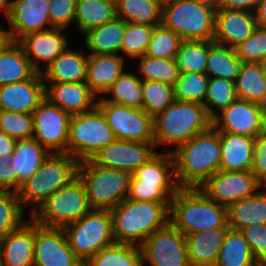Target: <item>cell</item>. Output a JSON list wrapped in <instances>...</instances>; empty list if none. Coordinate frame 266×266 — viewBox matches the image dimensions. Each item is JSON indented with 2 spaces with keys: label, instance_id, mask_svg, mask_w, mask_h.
<instances>
[{
  "label": "cell",
  "instance_id": "1",
  "mask_svg": "<svg viewBox=\"0 0 266 266\" xmlns=\"http://www.w3.org/2000/svg\"><path fill=\"white\" fill-rule=\"evenodd\" d=\"M220 132L211 126L185 144L171 150L179 188H198L220 169Z\"/></svg>",
  "mask_w": 266,
  "mask_h": 266
},
{
  "label": "cell",
  "instance_id": "2",
  "mask_svg": "<svg viewBox=\"0 0 266 266\" xmlns=\"http://www.w3.org/2000/svg\"><path fill=\"white\" fill-rule=\"evenodd\" d=\"M170 205L124 199L110 210L115 242L140 246L147 237L169 222Z\"/></svg>",
  "mask_w": 266,
  "mask_h": 266
},
{
  "label": "cell",
  "instance_id": "3",
  "mask_svg": "<svg viewBox=\"0 0 266 266\" xmlns=\"http://www.w3.org/2000/svg\"><path fill=\"white\" fill-rule=\"evenodd\" d=\"M171 222L184 236L213 228H229L227 207L207 198L199 188H179L171 200Z\"/></svg>",
  "mask_w": 266,
  "mask_h": 266
},
{
  "label": "cell",
  "instance_id": "4",
  "mask_svg": "<svg viewBox=\"0 0 266 266\" xmlns=\"http://www.w3.org/2000/svg\"><path fill=\"white\" fill-rule=\"evenodd\" d=\"M211 126L212 119L203 104L174 100L153 118L155 147L169 144L176 149Z\"/></svg>",
  "mask_w": 266,
  "mask_h": 266
},
{
  "label": "cell",
  "instance_id": "5",
  "mask_svg": "<svg viewBox=\"0 0 266 266\" xmlns=\"http://www.w3.org/2000/svg\"><path fill=\"white\" fill-rule=\"evenodd\" d=\"M78 161L68 153H50L37 173L23 183L17 192L22 207L24 204L35 211L46 199L67 185L77 176Z\"/></svg>",
  "mask_w": 266,
  "mask_h": 266
},
{
  "label": "cell",
  "instance_id": "6",
  "mask_svg": "<svg viewBox=\"0 0 266 266\" xmlns=\"http://www.w3.org/2000/svg\"><path fill=\"white\" fill-rule=\"evenodd\" d=\"M91 209L111 210L128 197L131 174L97 165L92 159L78 163Z\"/></svg>",
  "mask_w": 266,
  "mask_h": 266
},
{
  "label": "cell",
  "instance_id": "7",
  "mask_svg": "<svg viewBox=\"0 0 266 266\" xmlns=\"http://www.w3.org/2000/svg\"><path fill=\"white\" fill-rule=\"evenodd\" d=\"M90 210L84 183L77 175L31 212V218L45 228H64Z\"/></svg>",
  "mask_w": 266,
  "mask_h": 266
},
{
  "label": "cell",
  "instance_id": "8",
  "mask_svg": "<svg viewBox=\"0 0 266 266\" xmlns=\"http://www.w3.org/2000/svg\"><path fill=\"white\" fill-rule=\"evenodd\" d=\"M215 13L212 7L191 0H172L162 5V25L182 40L214 39Z\"/></svg>",
  "mask_w": 266,
  "mask_h": 266
},
{
  "label": "cell",
  "instance_id": "9",
  "mask_svg": "<svg viewBox=\"0 0 266 266\" xmlns=\"http://www.w3.org/2000/svg\"><path fill=\"white\" fill-rule=\"evenodd\" d=\"M114 140L113 130L97 105L90 111L71 116L67 153L78 162L91 159Z\"/></svg>",
  "mask_w": 266,
  "mask_h": 266
},
{
  "label": "cell",
  "instance_id": "10",
  "mask_svg": "<svg viewBox=\"0 0 266 266\" xmlns=\"http://www.w3.org/2000/svg\"><path fill=\"white\" fill-rule=\"evenodd\" d=\"M70 248L84 263L90 256L115 243L110 210L91 209L64 228Z\"/></svg>",
  "mask_w": 266,
  "mask_h": 266
},
{
  "label": "cell",
  "instance_id": "11",
  "mask_svg": "<svg viewBox=\"0 0 266 266\" xmlns=\"http://www.w3.org/2000/svg\"><path fill=\"white\" fill-rule=\"evenodd\" d=\"M97 106L102 110L108 125L113 130L115 139L131 142H154L153 117L142 108H133L97 100Z\"/></svg>",
  "mask_w": 266,
  "mask_h": 266
},
{
  "label": "cell",
  "instance_id": "12",
  "mask_svg": "<svg viewBox=\"0 0 266 266\" xmlns=\"http://www.w3.org/2000/svg\"><path fill=\"white\" fill-rule=\"evenodd\" d=\"M198 188L207 198L228 208L230 205L254 195L259 188H264V186L250 170H219Z\"/></svg>",
  "mask_w": 266,
  "mask_h": 266
},
{
  "label": "cell",
  "instance_id": "13",
  "mask_svg": "<svg viewBox=\"0 0 266 266\" xmlns=\"http://www.w3.org/2000/svg\"><path fill=\"white\" fill-rule=\"evenodd\" d=\"M32 116L33 138L50 153H67L71 115L45 97Z\"/></svg>",
  "mask_w": 266,
  "mask_h": 266
},
{
  "label": "cell",
  "instance_id": "14",
  "mask_svg": "<svg viewBox=\"0 0 266 266\" xmlns=\"http://www.w3.org/2000/svg\"><path fill=\"white\" fill-rule=\"evenodd\" d=\"M151 266H190L185 236L171 223L156 230L139 246Z\"/></svg>",
  "mask_w": 266,
  "mask_h": 266
},
{
  "label": "cell",
  "instance_id": "15",
  "mask_svg": "<svg viewBox=\"0 0 266 266\" xmlns=\"http://www.w3.org/2000/svg\"><path fill=\"white\" fill-rule=\"evenodd\" d=\"M219 132L256 138L266 131V107L243 99H236L212 119Z\"/></svg>",
  "mask_w": 266,
  "mask_h": 266
},
{
  "label": "cell",
  "instance_id": "16",
  "mask_svg": "<svg viewBox=\"0 0 266 266\" xmlns=\"http://www.w3.org/2000/svg\"><path fill=\"white\" fill-rule=\"evenodd\" d=\"M70 248L63 228H45L35 222L34 266H83Z\"/></svg>",
  "mask_w": 266,
  "mask_h": 266
},
{
  "label": "cell",
  "instance_id": "17",
  "mask_svg": "<svg viewBox=\"0 0 266 266\" xmlns=\"http://www.w3.org/2000/svg\"><path fill=\"white\" fill-rule=\"evenodd\" d=\"M155 149V142H131L115 139L91 159L99 166L122 170L132 175L157 153Z\"/></svg>",
  "mask_w": 266,
  "mask_h": 266
},
{
  "label": "cell",
  "instance_id": "18",
  "mask_svg": "<svg viewBox=\"0 0 266 266\" xmlns=\"http://www.w3.org/2000/svg\"><path fill=\"white\" fill-rule=\"evenodd\" d=\"M48 9L49 0H11L6 15L10 25V30L5 29L6 38L17 42L27 34L53 28Z\"/></svg>",
  "mask_w": 266,
  "mask_h": 266
},
{
  "label": "cell",
  "instance_id": "19",
  "mask_svg": "<svg viewBox=\"0 0 266 266\" xmlns=\"http://www.w3.org/2000/svg\"><path fill=\"white\" fill-rule=\"evenodd\" d=\"M64 30L51 28L42 32L27 34L17 41L37 72L41 73L43 71L38 66L40 62H45L47 67L68 48V38L62 34Z\"/></svg>",
  "mask_w": 266,
  "mask_h": 266
},
{
  "label": "cell",
  "instance_id": "20",
  "mask_svg": "<svg viewBox=\"0 0 266 266\" xmlns=\"http://www.w3.org/2000/svg\"><path fill=\"white\" fill-rule=\"evenodd\" d=\"M42 73L36 72L30 79L0 86V110L31 113L45 99Z\"/></svg>",
  "mask_w": 266,
  "mask_h": 266
},
{
  "label": "cell",
  "instance_id": "21",
  "mask_svg": "<svg viewBox=\"0 0 266 266\" xmlns=\"http://www.w3.org/2000/svg\"><path fill=\"white\" fill-rule=\"evenodd\" d=\"M256 27L254 12L218 8L215 13L213 41L235 48L249 38Z\"/></svg>",
  "mask_w": 266,
  "mask_h": 266
},
{
  "label": "cell",
  "instance_id": "22",
  "mask_svg": "<svg viewBox=\"0 0 266 266\" xmlns=\"http://www.w3.org/2000/svg\"><path fill=\"white\" fill-rule=\"evenodd\" d=\"M35 221H25L0 240L1 266H34Z\"/></svg>",
  "mask_w": 266,
  "mask_h": 266
},
{
  "label": "cell",
  "instance_id": "23",
  "mask_svg": "<svg viewBox=\"0 0 266 266\" xmlns=\"http://www.w3.org/2000/svg\"><path fill=\"white\" fill-rule=\"evenodd\" d=\"M45 85V97L54 105L72 115L92 110L98 97L85 82L49 83Z\"/></svg>",
  "mask_w": 266,
  "mask_h": 266
},
{
  "label": "cell",
  "instance_id": "24",
  "mask_svg": "<svg viewBox=\"0 0 266 266\" xmlns=\"http://www.w3.org/2000/svg\"><path fill=\"white\" fill-rule=\"evenodd\" d=\"M125 56L116 54H89L86 84L97 96L106 93L114 81L125 71ZM99 94V95H98Z\"/></svg>",
  "mask_w": 266,
  "mask_h": 266
},
{
  "label": "cell",
  "instance_id": "25",
  "mask_svg": "<svg viewBox=\"0 0 266 266\" xmlns=\"http://www.w3.org/2000/svg\"><path fill=\"white\" fill-rule=\"evenodd\" d=\"M221 171H249L252 166L255 138L220 132Z\"/></svg>",
  "mask_w": 266,
  "mask_h": 266
},
{
  "label": "cell",
  "instance_id": "26",
  "mask_svg": "<svg viewBox=\"0 0 266 266\" xmlns=\"http://www.w3.org/2000/svg\"><path fill=\"white\" fill-rule=\"evenodd\" d=\"M229 228H213L185 236L190 266H215Z\"/></svg>",
  "mask_w": 266,
  "mask_h": 266
},
{
  "label": "cell",
  "instance_id": "27",
  "mask_svg": "<svg viewBox=\"0 0 266 266\" xmlns=\"http://www.w3.org/2000/svg\"><path fill=\"white\" fill-rule=\"evenodd\" d=\"M88 55L68 47L44 71L48 83L86 82Z\"/></svg>",
  "mask_w": 266,
  "mask_h": 266
},
{
  "label": "cell",
  "instance_id": "28",
  "mask_svg": "<svg viewBox=\"0 0 266 266\" xmlns=\"http://www.w3.org/2000/svg\"><path fill=\"white\" fill-rule=\"evenodd\" d=\"M36 72L20 45L6 39L0 46V86L28 80Z\"/></svg>",
  "mask_w": 266,
  "mask_h": 266
},
{
  "label": "cell",
  "instance_id": "29",
  "mask_svg": "<svg viewBox=\"0 0 266 266\" xmlns=\"http://www.w3.org/2000/svg\"><path fill=\"white\" fill-rule=\"evenodd\" d=\"M50 152L34 138L16 140L11 166L17 172L18 191L32 175L37 173Z\"/></svg>",
  "mask_w": 266,
  "mask_h": 266
},
{
  "label": "cell",
  "instance_id": "30",
  "mask_svg": "<svg viewBox=\"0 0 266 266\" xmlns=\"http://www.w3.org/2000/svg\"><path fill=\"white\" fill-rule=\"evenodd\" d=\"M228 226L241 231L250 225H266V190L256 192L227 208Z\"/></svg>",
  "mask_w": 266,
  "mask_h": 266
},
{
  "label": "cell",
  "instance_id": "31",
  "mask_svg": "<svg viewBox=\"0 0 266 266\" xmlns=\"http://www.w3.org/2000/svg\"><path fill=\"white\" fill-rule=\"evenodd\" d=\"M125 35V21L115 18L100 27L89 30L84 34L85 46L89 54H116L121 52Z\"/></svg>",
  "mask_w": 266,
  "mask_h": 266
},
{
  "label": "cell",
  "instance_id": "32",
  "mask_svg": "<svg viewBox=\"0 0 266 266\" xmlns=\"http://www.w3.org/2000/svg\"><path fill=\"white\" fill-rule=\"evenodd\" d=\"M234 84L238 99L266 107V78L258 62H242Z\"/></svg>",
  "mask_w": 266,
  "mask_h": 266
},
{
  "label": "cell",
  "instance_id": "33",
  "mask_svg": "<svg viewBox=\"0 0 266 266\" xmlns=\"http://www.w3.org/2000/svg\"><path fill=\"white\" fill-rule=\"evenodd\" d=\"M242 61L236 54L235 48L221 45L209 40L206 74L209 78H222L235 82Z\"/></svg>",
  "mask_w": 266,
  "mask_h": 266
},
{
  "label": "cell",
  "instance_id": "34",
  "mask_svg": "<svg viewBox=\"0 0 266 266\" xmlns=\"http://www.w3.org/2000/svg\"><path fill=\"white\" fill-rule=\"evenodd\" d=\"M116 17V3L110 0H77L75 22L83 35Z\"/></svg>",
  "mask_w": 266,
  "mask_h": 266
},
{
  "label": "cell",
  "instance_id": "35",
  "mask_svg": "<svg viewBox=\"0 0 266 266\" xmlns=\"http://www.w3.org/2000/svg\"><path fill=\"white\" fill-rule=\"evenodd\" d=\"M215 266H259L243 233L229 228Z\"/></svg>",
  "mask_w": 266,
  "mask_h": 266
},
{
  "label": "cell",
  "instance_id": "36",
  "mask_svg": "<svg viewBox=\"0 0 266 266\" xmlns=\"http://www.w3.org/2000/svg\"><path fill=\"white\" fill-rule=\"evenodd\" d=\"M83 266H144L139 246L113 243L90 256Z\"/></svg>",
  "mask_w": 266,
  "mask_h": 266
},
{
  "label": "cell",
  "instance_id": "37",
  "mask_svg": "<svg viewBox=\"0 0 266 266\" xmlns=\"http://www.w3.org/2000/svg\"><path fill=\"white\" fill-rule=\"evenodd\" d=\"M116 15L126 23L158 26L162 23V4L157 0H117Z\"/></svg>",
  "mask_w": 266,
  "mask_h": 266
},
{
  "label": "cell",
  "instance_id": "38",
  "mask_svg": "<svg viewBox=\"0 0 266 266\" xmlns=\"http://www.w3.org/2000/svg\"><path fill=\"white\" fill-rule=\"evenodd\" d=\"M111 98L103 96L105 101L126 105L133 108H142V80L132 72L124 71L106 91Z\"/></svg>",
  "mask_w": 266,
  "mask_h": 266
},
{
  "label": "cell",
  "instance_id": "39",
  "mask_svg": "<svg viewBox=\"0 0 266 266\" xmlns=\"http://www.w3.org/2000/svg\"><path fill=\"white\" fill-rule=\"evenodd\" d=\"M130 180H143L149 183H176L171 152L167 150V153H156L131 175Z\"/></svg>",
  "mask_w": 266,
  "mask_h": 266
},
{
  "label": "cell",
  "instance_id": "40",
  "mask_svg": "<svg viewBox=\"0 0 266 266\" xmlns=\"http://www.w3.org/2000/svg\"><path fill=\"white\" fill-rule=\"evenodd\" d=\"M209 54V41L182 40L175 55L180 73H205Z\"/></svg>",
  "mask_w": 266,
  "mask_h": 266
},
{
  "label": "cell",
  "instance_id": "41",
  "mask_svg": "<svg viewBox=\"0 0 266 266\" xmlns=\"http://www.w3.org/2000/svg\"><path fill=\"white\" fill-rule=\"evenodd\" d=\"M140 60L138 73L141 80L167 83L174 86L180 71L174 58H155L143 55Z\"/></svg>",
  "mask_w": 266,
  "mask_h": 266
},
{
  "label": "cell",
  "instance_id": "42",
  "mask_svg": "<svg viewBox=\"0 0 266 266\" xmlns=\"http://www.w3.org/2000/svg\"><path fill=\"white\" fill-rule=\"evenodd\" d=\"M209 77L206 73H180L174 84V98L181 102H196L204 105Z\"/></svg>",
  "mask_w": 266,
  "mask_h": 266
},
{
  "label": "cell",
  "instance_id": "43",
  "mask_svg": "<svg viewBox=\"0 0 266 266\" xmlns=\"http://www.w3.org/2000/svg\"><path fill=\"white\" fill-rule=\"evenodd\" d=\"M142 109L153 118L166 110L174 98V86L167 83L142 80Z\"/></svg>",
  "mask_w": 266,
  "mask_h": 266
},
{
  "label": "cell",
  "instance_id": "44",
  "mask_svg": "<svg viewBox=\"0 0 266 266\" xmlns=\"http://www.w3.org/2000/svg\"><path fill=\"white\" fill-rule=\"evenodd\" d=\"M178 189L177 183H149L143 180H130L127 198L136 201L171 203Z\"/></svg>",
  "mask_w": 266,
  "mask_h": 266
},
{
  "label": "cell",
  "instance_id": "45",
  "mask_svg": "<svg viewBox=\"0 0 266 266\" xmlns=\"http://www.w3.org/2000/svg\"><path fill=\"white\" fill-rule=\"evenodd\" d=\"M237 99L234 82L222 78H209L204 107L213 119ZM217 108V109H214ZM219 112H217V111Z\"/></svg>",
  "mask_w": 266,
  "mask_h": 266
},
{
  "label": "cell",
  "instance_id": "46",
  "mask_svg": "<svg viewBox=\"0 0 266 266\" xmlns=\"http://www.w3.org/2000/svg\"><path fill=\"white\" fill-rule=\"evenodd\" d=\"M24 209L16 192L0 190V240L27 221Z\"/></svg>",
  "mask_w": 266,
  "mask_h": 266
},
{
  "label": "cell",
  "instance_id": "47",
  "mask_svg": "<svg viewBox=\"0 0 266 266\" xmlns=\"http://www.w3.org/2000/svg\"><path fill=\"white\" fill-rule=\"evenodd\" d=\"M155 26L140 23H126L121 52L125 56L138 59L146 52Z\"/></svg>",
  "mask_w": 266,
  "mask_h": 266
},
{
  "label": "cell",
  "instance_id": "48",
  "mask_svg": "<svg viewBox=\"0 0 266 266\" xmlns=\"http://www.w3.org/2000/svg\"><path fill=\"white\" fill-rule=\"evenodd\" d=\"M182 38L162 24L155 26L144 55L155 58H175Z\"/></svg>",
  "mask_w": 266,
  "mask_h": 266
},
{
  "label": "cell",
  "instance_id": "49",
  "mask_svg": "<svg viewBox=\"0 0 266 266\" xmlns=\"http://www.w3.org/2000/svg\"><path fill=\"white\" fill-rule=\"evenodd\" d=\"M0 131L16 140L33 138V116L0 110Z\"/></svg>",
  "mask_w": 266,
  "mask_h": 266
},
{
  "label": "cell",
  "instance_id": "50",
  "mask_svg": "<svg viewBox=\"0 0 266 266\" xmlns=\"http://www.w3.org/2000/svg\"><path fill=\"white\" fill-rule=\"evenodd\" d=\"M242 62H259L266 57V28L257 26L252 35L235 47Z\"/></svg>",
  "mask_w": 266,
  "mask_h": 266
},
{
  "label": "cell",
  "instance_id": "51",
  "mask_svg": "<svg viewBox=\"0 0 266 266\" xmlns=\"http://www.w3.org/2000/svg\"><path fill=\"white\" fill-rule=\"evenodd\" d=\"M77 0H49V20L53 28L66 29L75 21Z\"/></svg>",
  "mask_w": 266,
  "mask_h": 266
},
{
  "label": "cell",
  "instance_id": "52",
  "mask_svg": "<svg viewBox=\"0 0 266 266\" xmlns=\"http://www.w3.org/2000/svg\"><path fill=\"white\" fill-rule=\"evenodd\" d=\"M250 245L255 261L266 266V225H250L241 230Z\"/></svg>",
  "mask_w": 266,
  "mask_h": 266
},
{
  "label": "cell",
  "instance_id": "53",
  "mask_svg": "<svg viewBox=\"0 0 266 266\" xmlns=\"http://www.w3.org/2000/svg\"><path fill=\"white\" fill-rule=\"evenodd\" d=\"M250 171L266 186V131L255 138L253 161Z\"/></svg>",
  "mask_w": 266,
  "mask_h": 266
},
{
  "label": "cell",
  "instance_id": "54",
  "mask_svg": "<svg viewBox=\"0 0 266 266\" xmlns=\"http://www.w3.org/2000/svg\"><path fill=\"white\" fill-rule=\"evenodd\" d=\"M12 154L0 156V190L18 192L17 172L11 166Z\"/></svg>",
  "mask_w": 266,
  "mask_h": 266
},
{
  "label": "cell",
  "instance_id": "55",
  "mask_svg": "<svg viewBox=\"0 0 266 266\" xmlns=\"http://www.w3.org/2000/svg\"><path fill=\"white\" fill-rule=\"evenodd\" d=\"M259 0H221L223 10H244L254 12Z\"/></svg>",
  "mask_w": 266,
  "mask_h": 266
},
{
  "label": "cell",
  "instance_id": "56",
  "mask_svg": "<svg viewBox=\"0 0 266 266\" xmlns=\"http://www.w3.org/2000/svg\"><path fill=\"white\" fill-rule=\"evenodd\" d=\"M15 145L16 139L0 131V156L13 154Z\"/></svg>",
  "mask_w": 266,
  "mask_h": 266
},
{
  "label": "cell",
  "instance_id": "57",
  "mask_svg": "<svg viewBox=\"0 0 266 266\" xmlns=\"http://www.w3.org/2000/svg\"><path fill=\"white\" fill-rule=\"evenodd\" d=\"M257 26L266 28V0H259L254 11Z\"/></svg>",
  "mask_w": 266,
  "mask_h": 266
},
{
  "label": "cell",
  "instance_id": "58",
  "mask_svg": "<svg viewBox=\"0 0 266 266\" xmlns=\"http://www.w3.org/2000/svg\"><path fill=\"white\" fill-rule=\"evenodd\" d=\"M195 1L196 3L209 6L217 10L220 7L221 0H191Z\"/></svg>",
  "mask_w": 266,
  "mask_h": 266
},
{
  "label": "cell",
  "instance_id": "59",
  "mask_svg": "<svg viewBox=\"0 0 266 266\" xmlns=\"http://www.w3.org/2000/svg\"><path fill=\"white\" fill-rule=\"evenodd\" d=\"M10 0H0V11L2 10L5 15L8 14L9 8H10Z\"/></svg>",
  "mask_w": 266,
  "mask_h": 266
},
{
  "label": "cell",
  "instance_id": "60",
  "mask_svg": "<svg viewBox=\"0 0 266 266\" xmlns=\"http://www.w3.org/2000/svg\"><path fill=\"white\" fill-rule=\"evenodd\" d=\"M261 67L262 73L266 78V57H264L261 61L258 62Z\"/></svg>",
  "mask_w": 266,
  "mask_h": 266
},
{
  "label": "cell",
  "instance_id": "61",
  "mask_svg": "<svg viewBox=\"0 0 266 266\" xmlns=\"http://www.w3.org/2000/svg\"><path fill=\"white\" fill-rule=\"evenodd\" d=\"M157 1H159V2L163 5V4H165V3H167V2H170V1H172V0H157Z\"/></svg>",
  "mask_w": 266,
  "mask_h": 266
}]
</instances>
